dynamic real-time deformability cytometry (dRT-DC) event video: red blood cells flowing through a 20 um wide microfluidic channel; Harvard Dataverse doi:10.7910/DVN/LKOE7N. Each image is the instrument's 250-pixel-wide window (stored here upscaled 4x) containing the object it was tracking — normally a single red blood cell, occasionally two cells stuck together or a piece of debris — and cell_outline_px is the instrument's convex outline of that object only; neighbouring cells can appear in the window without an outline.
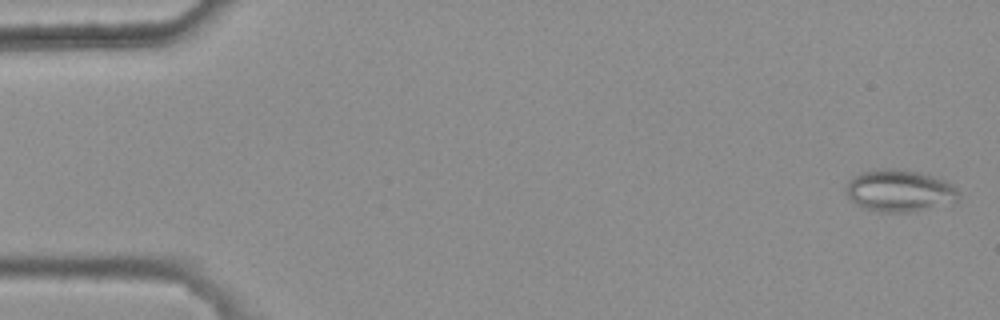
{"species": "common noctule bat (a hibernating species)", "species_latin": "Nyctalus noctula", "temperature_condition": "warm", "stored_images_in_passage": 5, "camera_frame_rate_fps": 3000, "um_per_image_px": 0.085, "animal": {"sex": "female", "body_mass_g": 25.1}, "frame": {"image": 1, "passage_image": 1, "time_ms": 0.0, "image_size_px": [1000, 320], "cell_outline_px": [[960, 196], [956, 200], [912, 212], [876, 212], [864, 208], [856, 204], [848, 196], [844, 188], [848, 180], [860, 172], [880, 168], [892, 168], [920, 172], [944, 180], [952, 184], [960, 192]], "centroid_in_image_um": [76.4, 16.2], "position_along_channel_um": 8.6, "area_um2": 27.57}}